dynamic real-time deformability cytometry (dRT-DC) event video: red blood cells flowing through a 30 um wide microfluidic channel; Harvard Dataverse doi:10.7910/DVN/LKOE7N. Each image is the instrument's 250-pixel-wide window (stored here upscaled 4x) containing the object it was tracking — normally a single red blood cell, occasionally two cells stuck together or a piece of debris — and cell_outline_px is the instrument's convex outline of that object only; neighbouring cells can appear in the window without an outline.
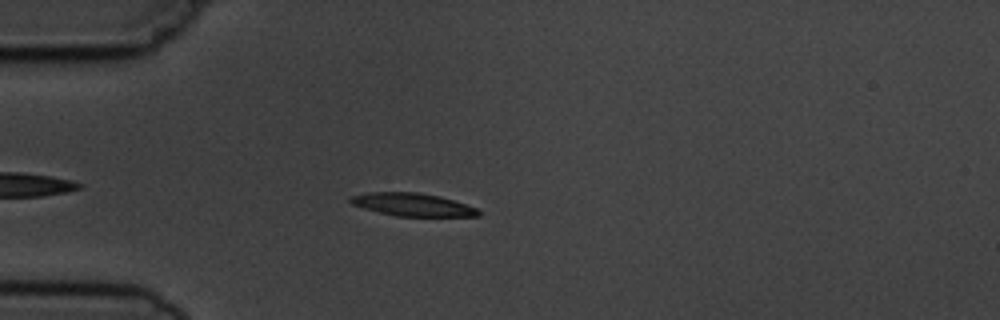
{"species": "common noctule bat (a hibernating species)", "species_latin": "Nyctalus noctula", "temperature_condition": "cold", "stored_images_in_passage": 4, "camera_frame_rate_fps": 3000, "um_per_image_px": 0.085, "animal": {"sex": "male", "body_mass_g": 19.5, "forearm_length_mm": 54.6}, "frame": {"image": 1, "passage_image": 4, "time_ms": 4.333, "image_size_px": [1000, 320], "cell_outline_px": [[480, 216], [396, 216], [364, 208], [352, 204], [348, 200], [352, 196], [368, 192], [420, 192], [440, 196], [476, 208], [480, 212]], "centroid_in_image_um": [35.05, 17.38], "position_along_channel_um": 49.9, "area_um2": 16.88}}